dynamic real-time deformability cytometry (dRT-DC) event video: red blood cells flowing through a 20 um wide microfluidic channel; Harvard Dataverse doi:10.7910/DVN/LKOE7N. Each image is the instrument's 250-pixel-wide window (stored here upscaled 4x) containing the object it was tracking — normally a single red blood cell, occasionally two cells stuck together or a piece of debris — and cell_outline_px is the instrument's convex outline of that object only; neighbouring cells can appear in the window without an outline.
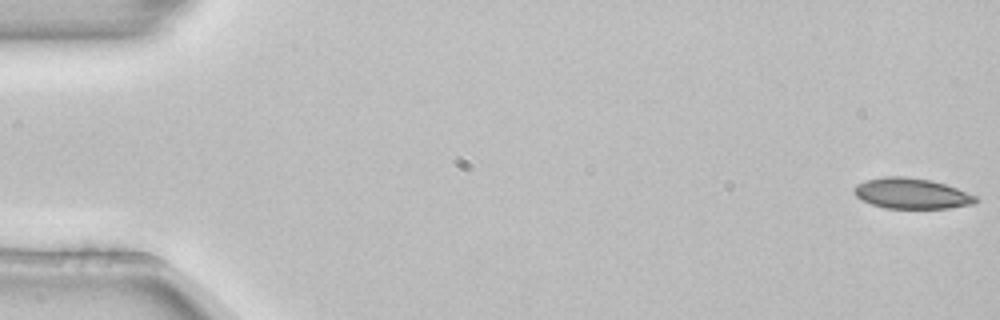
{"species": "common noctule bat (a hibernating species)", "species_latin": "Nyctalus noctula", "temperature_condition": "room temperature", "stored_images_in_passage": 4, "camera_frame_rate_fps": 3000, "um_per_image_px": 0.085, "animal": {"sex": "female", "body_mass_g": 22.7, "forearm_length_mm": 54.2}, "frame": {"image": 1, "passage_image": 1, "time_ms": 0.0, "image_size_px": [1000, 320], "cell_outline_px": [[980, 200], [972, 204], [948, 208], [884, 208], [860, 200], [856, 196], [852, 188], [856, 184], [868, 180], [884, 176], [904, 176], [932, 180], [980, 196]], "centroid_in_image_um": [77.49, 16.44], "position_along_channel_um": 7.5, "area_um2": 21.85}}
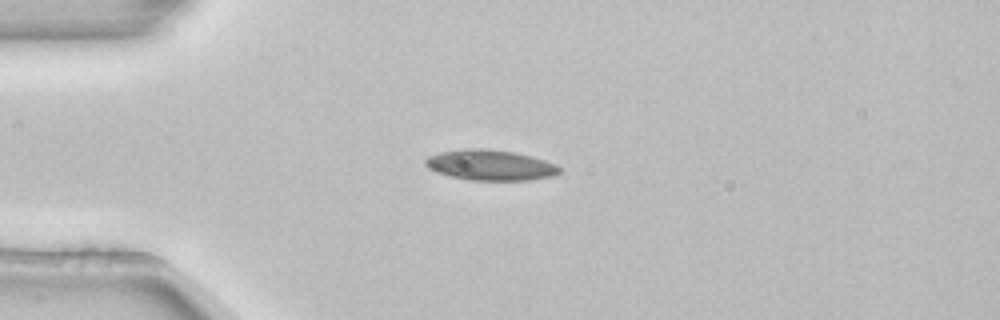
{"frame": {"image": 2, "passage_image": 3, "time_ms": 0.667, "image_size_px": [1000, 320], "cell_outline_px": [[560, 172], [552, 176], [528, 180], [472, 180], [452, 176], [436, 172], [428, 168], [424, 164], [424, 160], [428, 156], [440, 152], [464, 148], [488, 148], [516, 152], [544, 160], [556, 164], [560, 168]], "centroid_in_image_um": [41.65, 14.02], "position_along_channel_um": 43.3, "area_um2": 23.87}}